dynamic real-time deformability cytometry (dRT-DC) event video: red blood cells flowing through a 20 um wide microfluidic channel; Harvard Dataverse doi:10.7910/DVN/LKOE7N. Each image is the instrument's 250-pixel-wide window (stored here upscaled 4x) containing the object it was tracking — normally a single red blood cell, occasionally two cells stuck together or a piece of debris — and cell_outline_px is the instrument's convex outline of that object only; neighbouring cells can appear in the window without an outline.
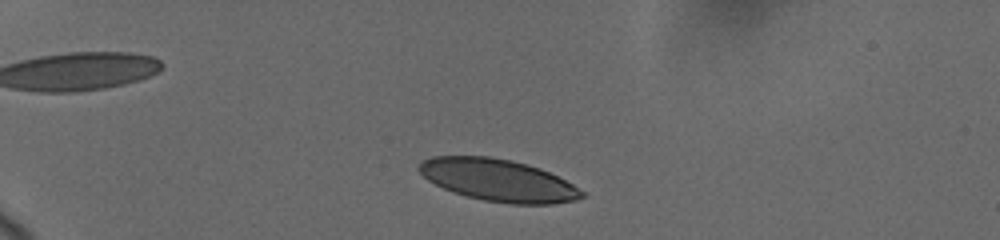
{"species": "human", "species_latin": "Homo sapiens", "temperature_condition": "cold", "stored_images_in_passage": 48, "camera_frame_rate_fps": 3000, "um_per_image_px": 0.085, "donor": {"sex": "female"}, "frame": {"image": 1, "passage_image": 4, "time_ms": 1.0, "image_size_px": [1000, 240], "cell_outline_px": [[588, 196], [576, 200], [552, 204], [508, 204], [484, 200], [452, 192], [428, 180], [416, 168], [424, 160], [432, 156], [488, 156], [512, 160], [540, 168], [572, 184], [584, 192]], "centroid_in_image_um": [42.36, 15.32], "position_along_channel_um": 42.6, "area_um2": 39.82}}
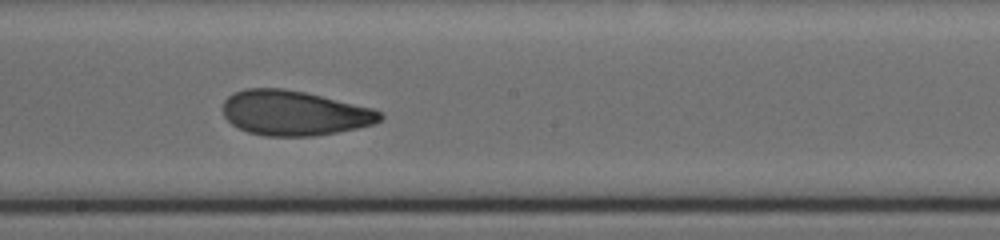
{"frame": {"image": 2, "passage_image": 29, "time_ms": 7.667, "image_size_px": [1000, 240], "cell_outline_px": [[384, 116], [380, 120], [372, 124], [356, 128], [316, 136], [264, 136], [248, 132], [232, 124], [224, 116], [224, 100], [228, 96], [244, 88], [284, 88], [304, 92], [372, 108], [380, 112]], "centroid_in_image_um": [24.99, 9.61], "position_along_channel_um": 223.2, "area_um2": 40.81}}
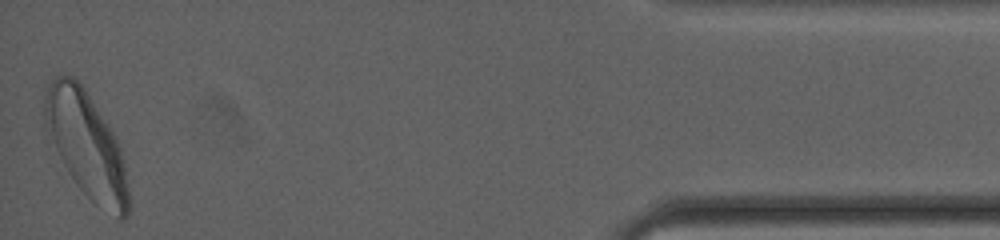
{"frame": {"image": 3, "passage_image": 48, "time_ms": 15.0, "image_size_px": [1000, 240], "cell_outline_px": [[128, 216], [124, 220], [120, 220], [96, 204], [76, 184], [68, 172], [44, 128], [44, 96], [48, 84], [56, 76], [72, 76], [84, 88], [112, 128], [120, 148], [124, 164], [128, 192]], "centroid_in_image_um": [7.33, 12.3], "position_along_channel_um": 427.9, "area_um2": 51.15}, "authors_computed_cell_mechanics": {"area_um2": 41.4715, "velocity_mm_per_s": 3.6589, "shape_relaxation_time_tau1_ms": 5.397, "shape_relaxation_time_tau2_ms": 1.7751, "deformation_change_tau1": 0.1643, "deformation_change_tau2": 0.0812}}